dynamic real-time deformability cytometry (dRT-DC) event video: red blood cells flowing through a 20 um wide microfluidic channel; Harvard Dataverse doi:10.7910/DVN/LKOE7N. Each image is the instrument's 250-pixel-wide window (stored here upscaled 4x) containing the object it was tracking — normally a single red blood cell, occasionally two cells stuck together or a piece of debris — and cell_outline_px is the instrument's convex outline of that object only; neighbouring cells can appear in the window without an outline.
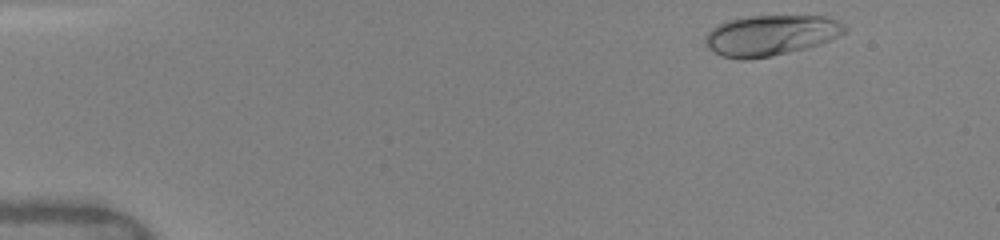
{"species": "human", "species_latin": "Homo sapiens", "temperature_condition": "warm", "stored_images_in_passage": 29, "camera_frame_rate_fps": 3000, "um_per_image_px": 0.085, "donor": {"sex": "female"}, "frame": {"image": 1, "passage_image": 2, "time_ms": 0.667, "image_size_px": [1000, 240], "cell_outline_px": [[848, 32], [820, 44], [772, 56], [748, 60], [740, 60], [724, 56], [708, 48], [704, 44], [704, 36], [712, 28], [728, 20], [748, 16], [824, 16], [836, 20], [844, 24], [848, 28]], "centroid_in_image_um": [65.51, 3.0], "position_along_channel_um": 19.5, "area_um2": 33.0}}
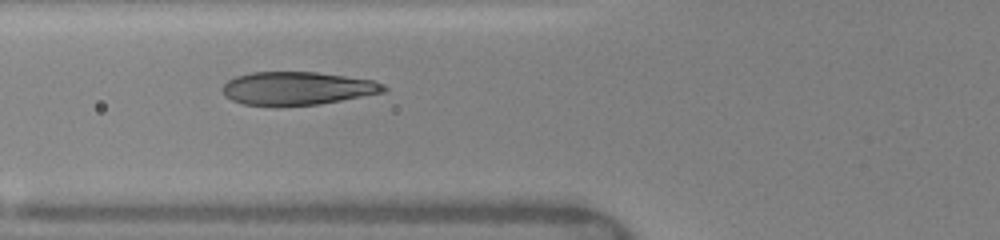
{"frame": {"image": 2, "passage_image": 9, "time_ms": 5.333, "image_size_px": [1000, 240], "cell_outline_px": [[388, 88], [384, 92], [320, 104], [244, 104], [232, 100], [220, 88], [228, 80], [236, 76], [252, 72], [316, 72], [372, 80], [384, 84]], "centroid_in_image_um": [25.29, 7.48], "position_along_channel_um": 100.5, "area_um2": 30.46}}
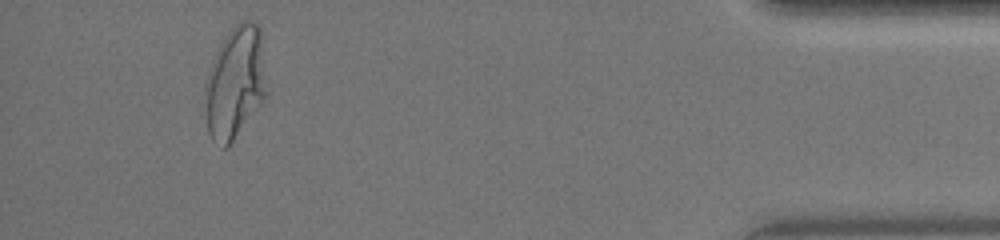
{"frame": {"image": 3, "passage_image": 25, "time_ms": 14.333, "image_size_px": [1000, 240], "cell_outline_px": [[268, 92], [264, 100], [232, 140], [224, 148], [212, 140], [208, 132], [204, 88], [208, 72], [212, 60], [220, 44], [228, 32], [240, 20], [252, 20], [260, 28]], "centroid_in_image_um": [20.0, 6.99], "position_along_channel_um": 415.2, "area_um2": 40.17}, "authors_computed_cell_mechanics": {"area_um2": 33.0038, "velocity_mm_per_s": 4.0924, "shape_relaxation_time_tau1_ms": 2.6855, "shape_relaxation_time_tau2_ms": null, "deformation_change_tau1": 0.1681, "deformation_change_tau2": null}}